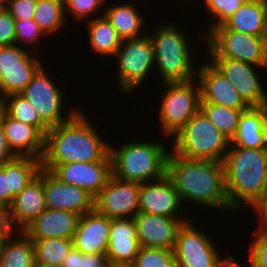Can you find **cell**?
<instances>
[{
    "label": "cell",
    "instance_id": "ee69618b",
    "mask_svg": "<svg viewBox=\"0 0 267 267\" xmlns=\"http://www.w3.org/2000/svg\"><path fill=\"white\" fill-rule=\"evenodd\" d=\"M17 157L9 148L7 138L0 120V168L7 162Z\"/></svg>",
    "mask_w": 267,
    "mask_h": 267
},
{
    "label": "cell",
    "instance_id": "7a4b0ae2",
    "mask_svg": "<svg viewBox=\"0 0 267 267\" xmlns=\"http://www.w3.org/2000/svg\"><path fill=\"white\" fill-rule=\"evenodd\" d=\"M83 113L79 109L70 120L48 130L42 168L50 171L57 164L102 161L109 154V143Z\"/></svg>",
    "mask_w": 267,
    "mask_h": 267
},
{
    "label": "cell",
    "instance_id": "1f68e13d",
    "mask_svg": "<svg viewBox=\"0 0 267 267\" xmlns=\"http://www.w3.org/2000/svg\"><path fill=\"white\" fill-rule=\"evenodd\" d=\"M2 110L11 118L35 127L44 137L49 128L41 121L33 105L21 94L3 98Z\"/></svg>",
    "mask_w": 267,
    "mask_h": 267
},
{
    "label": "cell",
    "instance_id": "8992f818",
    "mask_svg": "<svg viewBox=\"0 0 267 267\" xmlns=\"http://www.w3.org/2000/svg\"><path fill=\"white\" fill-rule=\"evenodd\" d=\"M174 136L171 151L191 159L223 162L230 145V141L201 111Z\"/></svg>",
    "mask_w": 267,
    "mask_h": 267
},
{
    "label": "cell",
    "instance_id": "c3c4849f",
    "mask_svg": "<svg viewBox=\"0 0 267 267\" xmlns=\"http://www.w3.org/2000/svg\"><path fill=\"white\" fill-rule=\"evenodd\" d=\"M33 267H61V266H55V265H52V264H45V263H37V262H35Z\"/></svg>",
    "mask_w": 267,
    "mask_h": 267
},
{
    "label": "cell",
    "instance_id": "52a82bcc",
    "mask_svg": "<svg viewBox=\"0 0 267 267\" xmlns=\"http://www.w3.org/2000/svg\"><path fill=\"white\" fill-rule=\"evenodd\" d=\"M204 40L211 57L239 60L267 71V37L213 28Z\"/></svg>",
    "mask_w": 267,
    "mask_h": 267
},
{
    "label": "cell",
    "instance_id": "ab89813d",
    "mask_svg": "<svg viewBox=\"0 0 267 267\" xmlns=\"http://www.w3.org/2000/svg\"><path fill=\"white\" fill-rule=\"evenodd\" d=\"M63 3L65 16L71 14L77 21L89 20V16L94 15L103 5L100 0H63Z\"/></svg>",
    "mask_w": 267,
    "mask_h": 267
},
{
    "label": "cell",
    "instance_id": "83f0119b",
    "mask_svg": "<svg viewBox=\"0 0 267 267\" xmlns=\"http://www.w3.org/2000/svg\"><path fill=\"white\" fill-rule=\"evenodd\" d=\"M18 234L20 235L17 239L9 235L0 242V267L34 266L35 249L33 242L22 231L17 232Z\"/></svg>",
    "mask_w": 267,
    "mask_h": 267
},
{
    "label": "cell",
    "instance_id": "74e56055",
    "mask_svg": "<svg viewBox=\"0 0 267 267\" xmlns=\"http://www.w3.org/2000/svg\"><path fill=\"white\" fill-rule=\"evenodd\" d=\"M46 36L45 33L35 23L34 19L30 20H15V44L25 43L24 46L32 45V49L36 53L40 50L38 48L39 38ZM38 42V43H37ZM36 43V44H35ZM35 44V45H34ZM34 46V47H33ZM38 48V49H37Z\"/></svg>",
    "mask_w": 267,
    "mask_h": 267
},
{
    "label": "cell",
    "instance_id": "5b68a950",
    "mask_svg": "<svg viewBox=\"0 0 267 267\" xmlns=\"http://www.w3.org/2000/svg\"><path fill=\"white\" fill-rule=\"evenodd\" d=\"M162 25L149 34V37L154 48V64H158L163 83L196 80L197 70L193 67V47L190 46L192 42L189 43V35L175 23Z\"/></svg>",
    "mask_w": 267,
    "mask_h": 267
},
{
    "label": "cell",
    "instance_id": "ffe728a7",
    "mask_svg": "<svg viewBox=\"0 0 267 267\" xmlns=\"http://www.w3.org/2000/svg\"><path fill=\"white\" fill-rule=\"evenodd\" d=\"M80 217L75 212L47 208L22 232L32 241L48 238L72 239Z\"/></svg>",
    "mask_w": 267,
    "mask_h": 267
},
{
    "label": "cell",
    "instance_id": "e0dca14e",
    "mask_svg": "<svg viewBox=\"0 0 267 267\" xmlns=\"http://www.w3.org/2000/svg\"><path fill=\"white\" fill-rule=\"evenodd\" d=\"M133 220L141 247L173 250L179 228L187 219L138 212Z\"/></svg>",
    "mask_w": 267,
    "mask_h": 267
},
{
    "label": "cell",
    "instance_id": "9a60e30c",
    "mask_svg": "<svg viewBox=\"0 0 267 267\" xmlns=\"http://www.w3.org/2000/svg\"><path fill=\"white\" fill-rule=\"evenodd\" d=\"M46 208L75 212L81 216L94 210V197L80 187L61 181L51 171L41 168Z\"/></svg>",
    "mask_w": 267,
    "mask_h": 267
},
{
    "label": "cell",
    "instance_id": "8fae6325",
    "mask_svg": "<svg viewBox=\"0 0 267 267\" xmlns=\"http://www.w3.org/2000/svg\"><path fill=\"white\" fill-rule=\"evenodd\" d=\"M28 49L16 44L0 47V95L20 94L33 78L42 62Z\"/></svg>",
    "mask_w": 267,
    "mask_h": 267
},
{
    "label": "cell",
    "instance_id": "f35d334b",
    "mask_svg": "<svg viewBox=\"0 0 267 267\" xmlns=\"http://www.w3.org/2000/svg\"><path fill=\"white\" fill-rule=\"evenodd\" d=\"M61 267H111L104 254L81 253L72 248Z\"/></svg>",
    "mask_w": 267,
    "mask_h": 267
},
{
    "label": "cell",
    "instance_id": "5bb4252c",
    "mask_svg": "<svg viewBox=\"0 0 267 267\" xmlns=\"http://www.w3.org/2000/svg\"><path fill=\"white\" fill-rule=\"evenodd\" d=\"M211 64L221 72L239 92L249 107L267 106V93L255 71L262 67L239 60L211 57Z\"/></svg>",
    "mask_w": 267,
    "mask_h": 267
},
{
    "label": "cell",
    "instance_id": "484cf974",
    "mask_svg": "<svg viewBox=\"0 0 267 267\" xmlns=\"http://www.w3.org/2000/svg\"><path fill=\"white\" fill-rule=\"evenodd\" d=\"M214 28L267 37V0L245 1L233 15Z\"/></svg>",
    "mask_w": 267,
    "mask_h": 267
},
{
    "label": "cell",
    "instance_id": "44dd1931",
    "mask_svg": "<svg viewBox=\"0 0 267 267\" xmlns=\"http://www.w3.org/2000/svg\"><path fill=\"white\" fill-rule=\"evenodd\" d=\"M110 218L95 210L80 217L73 235V247L81 253L106 255L109 245Z\"/></svg>",
    "mask_w": 267,
    "mask_h": 267
},
{
    "label": "cell",
    "instance_id": "6da1fadb",
    "mask_svg": "<svg viewBox=\"0 0 267 267\" xmlns=\"http://www.w3.org/2000/svg\"><path fill=\"white\" fill-rule=\"evenodd\" d=\"M166 176L181 203L231 210L225 188L223 162L191 159L171 152L167 157Z\"/></svg>",
    "mask_w": 267,
    "mask_h": 267
},
{
    "label": "cell",
    "instance_id": "816d5d0a",
    "mask_svg": "<svg viewBox=\"0 0 267 267\" xmlns=\"http://www.w3.org/2000/svg\"><path fill=\"white\" fill-rule=\"evenodd\" d=\"M2 108H3V98L0 96V114L2 112Z\"/></svg>",
    "mask_w": 267,
    "mask_h": 267
},
{
    "label": "cell",
    "instance_id": "4316f807",
    "mask_svg": "<svg viewBox=\"0 0 267 267\" xmlns=\"http://www.w3.org/2000/svg\"><path fill=\"white\" fill-rule=\"evenodd\" d=\"M134 6L132 2H128L126 4L109 5L104 10L103 15L115 28L122 41L144 36L141 31L144 25V16Z\"/></svg>",
    "mask_w": 267,
    "mask_h": 267
},
{
    "label": "cell",
    "instance_id": "d6986e66",
    "mask_svg": "<svg viewBox=\"0 0 267 267\" xmlns=\"http://www.w3.org/2000/svg\"><path fill=\"white\" fill-rule=\"evenodd\" d=\"M181 206L179 195L166 175L158 180L140 184L139 212L183 218Z\"/></svg>",
    "mask_w": 267,
    "mask_h": 267
},
{
    "label": "cell",
    "instance_id": "f1b7e54d",
    "mask_svg": "<svg viewBox=\"0 0 267 267\" xmlns=\"http://www.w3.org/2000/svg\"><path fill=\"white\" fill-rule=\"evenodd\" d=\"M87 22L89 46L93 52L99 56L114 57L122 42L115 28L103 14L97 18H91Z\"/></svg>",
    "mask_w": 267,
    "mask_h": 267
},
{
    "label": "cell",
    "instance_id": "7402d4cb",
    "mask_svg": "<svg viewBox=\"0 0 267 267\" xmlns=\"http://www.w3.org/2000/svg\"><path fill=\"white\" fill-rule=\"evenodd\" d=\"M140 247L133 218L110 219L106 253L110 266L132 264Z\"/></svg>",
    "mask_w": 267,
    "mask_h": 267
},
{
    "label": "cell",
    "instance_id": "3957f363",
    "mask_svg": "<svg viewBox=\"0 0 267 267\" xmlns=\"http://www.w3.org/2000/svg\"><path fill=\"white\" fill-rule=\"evenodd\" d=\"M223 166L231 211L240 210L244 204L252 207L267 181V149L229 145Z\"/></svg>",
    "mask_w": 267,
    "mask_h": 267
},
{
    "label": "cell",
    "instance_id": "ba28073f",
    "mask_svg": "<svg viewBox=\"0 0 267 267\" xmlns=\"http://www.w3.org/2000/svg\"><path fill=\"white\" fill-rule=\"evenodd\" d=\"M194 81L164 83L166 92L158 108L164 136L173 137L200 111L201 90Z\"/></svg>",
    "mask_w": 267,
    "mask_h": 267
},
{
    "label": "cell",
    "instance_id": "4dcf8cb0",
    "mask_svg": "<svg viewBox=\"0 0 267 267\" xmlns=\"http://www.w3.org/2000/svg\"><path fill=\"white\" fill-rule=\"evenodd\" d=\"M33 19L46 37L60 31L67 23L63 0H37Z\"/></svg>",
    "mask_w": 267,
    "mask_h": 267
},
{
    "label": "cell",
    "instance_id": "7c38bea8",
    "mask_svg": "<svg viewBox=\"0 0 267 267\" xmlns=\"http://www.w3.org/2000/svg\"><path fill=\"white\" fill-rule=\"evenodd\" d=\"M189 221L179 228L173 248L177 267H214L221 257L215 243Z\"/></svg>",
    "mask_w": 267,
    "mask_h": 267
},
{
    "label": "cell",
    "instance_id": "f5cc1de1",
    "mask_svg": "<svg viewBox=\"0 0 267 267\" xmlns=\"http://www.w3.org/2000/svg\"><path fill=\"white\" fill-rule=\"evenodd\" d=\"M4 10V8L2 6H0V13Z\"/></svg>",
    "mask_w": 267,
    "mask_h": 267
},
{
    "label": "cell",
    "instance_id": "f6af8a7d",
    "mask_svg": "<svg viewBox=\"0 0 267 267\" xmlns=\"http://www.w3.org/2000/svg\"><path fill=\"white\" fill-rule=\"evenodd\" d=\"M13 196L10 194L7 183V176H5V164L0 168V205L7 208L13 201Z\"/></svg>",
    "mask_w": 267,
    "mask_h": 267
},
{
    "label": "cell",
    "instance_id": "cb8c5ba5",
    "mask_svg": "<svg viewBox=\"0 0 267 267\" xmlns=\"http://www.w3.org/2000/svg\"><path fill=\"white\" fill-rule=\"evenodd\" d=\"M0 120L8 146L17 157L42 158L45 137L35 127L9 117L3 110Z\"/></svg>",
    "mask_w": 267,
    "mask_h": 267
},
{
    "label": "cell",
    "instance_id": "d4e9b609",
    "mask_svg": "<svg viewBox=\"0 0 267 267\" xmlns=\"http://www.w3.org/2000/svg\"><path fill=\"white\" fill-rule=\"evenodd\" d=\"M230 145L267 149V106L249 107L241 113Z\"/></svg>",
    "mask_w": 267,
    "mask_h": 267
},
{
    "label": "cell",
    "instance_id": "ac0fdd59",
    "mask_svg": "<svg viewBox=\"0 0 267 267\" xmlns=\"http://www.w3.org/2000/svg\"><path fill=\"white\" fill-rule=\"evenodd\" d=\"M201 90V103H212L235 110H247L249 106L241 98L234 85L211 63L197 68Z\"/></svg>",
    "mask_w": 267,
    "mask_h": 267
},
{
    "label": "cell",
    "instance_id": "30bf717a",
    "mask_svg": "<svg viewBox=\"0 0 267 267\" xmlns=\"http://www.w3.org/2000/svg\"><path fill=\"white\" fill-rule=\"evenodd\" d=\"M47 74L41 66L20 94L29 100L38 112L41 121L50 129L70 120L79 110L70 109L68 116L64 118L63 91Z\"/></svg>",
    "mask_w": 267,
    "mask_h": 267
},
{
    "label": "cell",
    "instance_id": "b9f144b4",
    "mask_svg": "<svg viewBox=\"0 0 267 267\" xmlns=\"http://www.w3.org/2000/svg\"><path fill=\"white\" fill-rule=\"evenodd\" d=\"M15 44V19L4 9L0 13V47Z\"/></svg>",
    "mask_w": 267,
    "mask_h": 267
},
{
    "label": "cell",
    "instance_id": "d6a6232c",
    "mask_svg": "<svg viewBox=\"0 0 267 267\" xmlns=\"http://www.w3.org/2000/svg\"><path fill=\"white\" fill-rule=\"evenodd\" d=\"M200 111L231 142L237 132L240 115L245 110H235L212 103H201Z\"/></svg>",
    "mask_w": 267,
    "mask_h": 267
},
{
    "label": "cell",
    "instance_id": "603a6c76",
    "mask_svg": "<svg viewBox=\"0 0 267 267\" xmlns=\"http://www.w3.org/2000/svg\"><path fill=\"white\" fill-rule=\"evenodd\" d=\"M46 209L43 180L37 175L8 207L12 228L22 231Z\"/></svg>",
    "mask_w": 267,
    "mask_h": 267
},
{
    "label": "cell",
    "instance_id": "836d02e7",
    "mask_svg": "<svg viewBox=\"0 0 267 267\" xmlns=\"http://www.w3.org/2000/svg\"><path fill=\"white\" fill-rule=\"evenodd\" d=\"M35 249V262L61 266L71 249L72 239L48 238L32 241Z\"/></svg>",
    "mask_w": 267,
    "mask_h": 267
},
{
    "label": "cell",
    "instance_id": "f546056e",
    "mask_svg": "<svg viewBox=\"0 0 267 267\" xmlns=\"http://www.w3.org/2000/svg\"><path fill=\"white\" fill-rule=\"evenodd\" d=\"M41 168V159L33 157H15L5 163L10 194L17 196L38 175Z\"/></svg>",
    "mask_w": 267,
    "mask_h": 267
},
{
    "label": "cell",
    "instance_id": "7bdbcfd3",
    "mask_svg": "<svg viewBox=\"0 0 267 267\" xmlns=\"http://www.w3.org/2000/svg\"><path fill=\"white\" fill-rule=\"evenodd\" d=\"M250 208L257 213L258 224H267V181L260 198Z\"/></svg>",
    "mask_w": 267,
    "mask_h": 267
},
{
    "label": "cell",
    "instance_id": "8d00e7d4",
    "mask_svg": "<svg viewBox=\"0 0 267 267\" xmlns=\"http://www.w3.org/2000/svg\"><path fill=\"white\" fill-rule=\"evenodd\" d=\"M256 232V233H255ZM252 245H249V267H267V224H259Z\"/></svg>",
    "mask_w": 267,
    "mask_h": 267
},
{
    "label": "cell",
    "instance_id": "bcb514c9",
    "mask_svg": "<svg viewBox=\"0 0 267 267\" xmlns=\"http://www.w3.org/2000/svg\"><path fill=\"white\" fill-rule=\"evenodd\" d=\"M9 220L8 208L0 205V241L7 238L9 235L15 234ZM13 232V233H12Z\"/></svg>",
    "mask_w": 267,
    "mask_h": 267
},
{
    "label": "cell",
    "instance_id": "e575fe53",
    "mask_svg": "<svg viewBox=\"0 0 267 267\" xmlns=\"http://www.w3.org/2000/svg\"><path fill=\"white\" fill-rule=\"evenodd\" d=\"M134 267H177L173 250L140 247Z\"/></svg>",
    "mask_w": 267,
    "mask_h": 267
},
{
    "label": "cell",
    "instance_id": "db71d44e",
    "mask_svg": "<svg viewBox=\"0 0 267 267\" xmlns=\"http://www.w3.org/2000/svg\"><path fill=\"white\" fill-rule=\"evenodd\" d=\"M103 4H105V2H107V0H100Z\"/></svg>",
    "mask_w": 267,
    "mask_h": 267
},
{
    "label": "cell",
    "instance_id": "277c9868",
    "mask_svg": "<svg viewBox=\"0 0 267 267\" xmlns=\"http://www.w3.org/2000/svg\"><path fill=\"white\" fill-rule=\"evenodd\" d=\"M155 142L124 143L109 147L112 176L143 184L166 175L168 152L166 146Z\"/></svg>",
    "mask_w": 267,
    "mask_h": 267
},
{
    "label": "cell",
    "instance_id": "7dc6e473",
    "mask_svg": "<svg viewBox=\"0 0 267 267\" xmlns=\"http://www.w3.org/2000/svg\"><path fill=\"white\" fill-rule=\"evenodd\" d=\"M214 267H242L241 264L235 262V258L232 255H229L226 259H220L215 263Z\"/></svg>",
    "mask_w": 267,
    "mask_h": 267
},
{
    "label": "cell",
    "instance_id": "f907efd6",
    "mask_svg": "<svg viewBox=\"0 0 267 267\" xmlns=\"http://www.w3.org/2000/svg\"><path fill=\"white\" fill-rule=\"evenodd\" d=\"M111 267H134L132 264H126V265H115Z\"/></svg>",
    "mask_w": 267,
    "mask_h": 267
},
{
    "label": "cell",
    "instance_id": "60d3db41",
    "mask_svg": "<svg viewBox=\"0 0 267 267\" xmlns=\"http://www.w3.org/2000/svg\"><path fill=\"white\" fill-rule=\"evenodd\" d=\"M37 0H9L6 11L15 20H30L34 18Z\"/></svg>",
    "mask_w": 267,
    "mask_h": 267
},
{
    "label": "cell",
    "instance_id": "681fc988",
    "mask_svg": "<svg viewBox=\"0 0 267 267\" xmlns=\"http://www.w3.org/2000/svg\"><path fill=\"white\" fill-rule=\"evenodd\" d=\"M8 2H9V0H0V6H2L4 9H6Z\"/></svg>",
    "mask_w": 267,
    "mask_h": 267
},
{
    "label": "cell",
    "instance_id": "9c48e42d",
    "mask_svg": "<svg viewBox=\"0 0 267 267\" xmlns=\"http://www.w3.org/2000/svg\"><path fill=\"white\" fill-rule=\"evenodd\" d=\"M115 57L119 88L123 93L134 92L154 69V48L149 34L123 40Z\"/></svg>",
    "mask_w": 267,
    "mask_h": 267
},
{
    "label": "cell",
    "instance_id": "4fadbf2b",
    "mask_svg": "<svg viewBox=\"0 0 267 267\" xmlns=\"http://www.w3.org/2000/svg\"><path fill=\"white\" fill-rule=\"evenodd\" d=\"M140 184L111 176L94 197V210L107 218H133L139 212Z\"/></svg>",
    "mask_w": 267,
    "mask_h": 267
},
{
    "label": "cell",
    "instance_id": "d590c367",
    "mask_svg": "<svg viewBox=\"0 0 267 267\" xmlns=\"http://www.w3.org/2000/svg\"><path fill=\"white\" fill-rule=\"evenodd\" d=\"M206 4V10L212 12L211 16L216 23H211L208 30L203 34L206 36L214 27L221 25L227 18L233 15L239 7L245 2L244 0H203Z\"/></svg>",
    "mask_w": 267,
    "mask_h": 267
},
{
    "label": "cell",
    "instance_id": "2e32d148",
    "mask_svg": "<svg viewBox=\"0 0 267 267\" xmlns=\"http://www.w3.org/2000/svg\"><path fill=\"white\" fill-rule=\"evenodd\" d=\"M50 171L64 183L80 187L93 197L112 176L109 154L102 161L57 164Z\"/></svg>",
    "mask_w": 267,
    "mask_h": 267
}]
</instances>
